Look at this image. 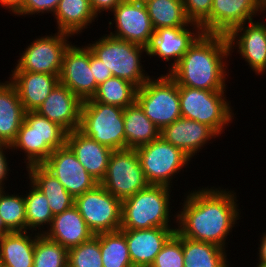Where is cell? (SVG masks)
Returning <instances> with one entry per match:
<instances>
[{
  "instance_id": "cell-1",
  "label": "cell",
  "mask_w": 266,
  "mask_h": 267,
  "mask_svg": "<svg viewBox=\"0 0 266 267\" xmlns=\"http://www.w3.org/2000/svg\"><path fill=\"white\" fill-rule=\"evenodd\" d=\"M184 194L181 210L176 213V231L190 240L212 243L227 250V236L236 227L237 220L242 219L237 193L229 188L207 186Z\"/></svg>"
},
{
  "instance_id": "cell-2",
  "label": "cell",
  "mask_w": 266,
  "mask_h": 267,
  "mask_svg": "<svg viewBox=\"0 0 266 267\" xmlns=\"http://www.w3.org/2000/svg\"><path fill=\"white\" fill-rule=\"evenodd\" d=\"M231 55L226 35L202 33L168 74L178 86L227 91Z\"/></svg>"
},
{
  "instance_id": "cell-3",
  "label": "cell",
  "mask_w": 266,
  "mask_h": 267,
  "mask_svg": "<svg viewBox=\"0 0 266 267\" xmlns=\"http://www.w3.org/2000/svg\"><path fill=\"white\" fill-rule=\"evenodd\" d=\"M172 190L167 186L149 185L133 196L124 199L120 230H142L153 227L177 228V219H175L177 214L171 212L172 194L170 195V193ZM171 221L175 225H172Z\"/></svg>"
},
{
  "instance_id": "cell-4",
  "label": "cell",
  "mask_w": 266,
  "mask_h": 267,
  "mask_svg": "<svg viewBox=\"0 0 266 267\" xmlns=\"http://www.w3.org/2000/svg\"><path fill=\"white\" fill-rule=\"evenodd\" d=\"M66 135L67 132L58 124L35 111H27L17 137L11 144V152H24L25 168L42 165L53 150L65 145Z\"/></svg>"
},
{
  "instance_id": "cell-5",
  "label": "cell",
  "mask_w": 266,
  "mask_h": 267,
  "mask_svg": "<svg viewBox=\"0 0 266 267\" xmlns=\"http://www.w3.org/2000/svg\"><path fill=\"white\" fill-rule=\"evenodd\" d=\"M95 41L87 45L107 69H110L113 77L128 80L138 88L151 77L145 73L142 65L145 61L141 60L144 59V53L148 55V48L115 38L108 33Z\"/></svg>"
},
{
  "instance_id": "cell-6",
  "label": "cell",
  "mask_w": 266,
  "mask_h": 267,
  "mask_svg": "<svg viewBox=\"0 0 266 267\" xmlns=\"http://www.w3.org/2000/svg\"><path fill=\"white\" fill-rule=\"evenodd\" d=\"M226 92L179 86L182 117L207 125L220 137L236 115Z\"/></svg>"
},
{
  "instance_id": "cell-7",
  "label": "cell",
  "mask_w": 266,
  "mask_h": 267,
  "mask_svg": "<svg viewBox=\"0 0 266 267\" xmlns=\"http://www.w3.org/2000/svg\"><path fill=\"white\" fill-rule=\"evenodd\" d=\"M157 78V79H156ZM151 76L137 90L136 102L145 115L161 130L180 117L179 86L168 74Z\"/></svg>"
},
{
  "instance_id": "cell-8",
  "label": "cell",
  "mask_w": 266,
  "mask_h": 267,
  "mask_svg": "<svg viewBox=\"0 0 266 267\" xmlns=\"http://www.w3.org/2000/svg\"><path fill=\"white\" fill-rule=\"evenodd\" d=\"M124 108L97 101H83L79 130L99 144L125 149Z\"/></svg>"
},
{
  "instance_id": "cell-9",
  "label": "cell",
  "mask_w": 266,
  "mask_h": 267,
  "mask_svg": "<svg viewBox=\"0 0 266 267\" xmlns=\"http://www.w3.org/2000/svg\"><path fill=\"white\" fill-rule=\"evenodd\" d=\"M135 150L150 185L173 188V179L178 173L184 171L183 168L189 166L190 161L192 162V159L181 149L166 142L161 137Z\"/></svg>"
},
{
  "instance_id": "cell-10",
  "label": "cell",
  "mask_w": 266,
  "mask_h": 267,
  "mask_svg": "<svg viewBox=\"0 0 266 267\" xmlns=\"http://www.w3.org/2000/svg\"><path fill=\"white\" fill-rule=\"evenodd\" d=\"M99 184L121 201L150 185L135 149L113 151Z\"/></svg>"
},
{
  "instance_id": "cell-11",
  "label": "cell",
  "mask_w": 266,
  "mask_h": 267,
  "mask_svg": "<svg viewBox=\"0 0 266 267\" xmlns=\"http://www.w3.org/2000/svg\"><path fill=\"white\" fill-rule=\"evenodd\" d=\"M74 206L94 235L121 229L122 201L100 184L75 197Z\"/></svg>"
},
{
  "instance_id": "cell-12",
  "label": "cell",
  "mask_w": 266,
  "mask_h": 267,
  "mask_svg": "<svg viewBox=\"0 0 266 267\" xmlns=\"http://www.w3.org/2000/svg\"><path fill=\"white\" fill-rule=\"evenodd\" d=\"M72 35L57 31L54 34L39 36L33 40L25 51L19 53L15 68L11 71H29L60 75L64 53L72 43Z\"/></svg>"
},
{
  "instance_id": "cell-13",
  "label": "cell",
  "mask_w": 266,
  "mask_h": 267,
  "mask_svg": "<svg viewBox=\"0 0 266 267\" xmlns=\"http://www.w3.org/2000/svg\"><path fill=\"white\" fill-rule=\"evenodd\" d=\"M112 13L114 20L108 21V26L115 30L109 35L146 48L150 46L155 30L143 1L123 0Z\"/></svg>"
},
{
  "instance_id": "cell-14",
  "label": "cell",
  "mask_w": 266,
  "mask_h": 267,
  "mask_svg": "<svg viewBox=\"0 0 266 267\" xmlns=\"http://www.w3.org/2000/svg\"><path fill=\"white\" fill-rule=\"evenodd\" d=\"M59 83L66 86L82 101L91 99L97 89L95 77L90 69V48L71 43L64 53Z\"/></svg>"
},
{
  "instance_id": "cell-15",
  "label": "cell",
  "mask_w": 266,
  "mask_h": 267,
  "mask_svg": "<svg viewBox=\"0 0 266 267\" xmlns=\"http://www.w3.org/2000/svg\"><path fill=\"white\" fill-rule=\"evenodd\" d=\"M42 165L58 179L73 198L94 189L99 184L66 144L53 150Z\"/></svg>"
},
{
  "instance_id": "cell-16",
  "label": "cell",
  "mask_w": 266,
  "mask_h": 267,
  "mask_svg": "<svg viewBox=\"0 0 266 267\" xmlns=\"http://www.w3.org/2000/svg\"><path fill=\"white\" fill-rule=\"evenodd\" d=\"M226 36L230 53L236 49L255 75L266 74V27L260 19L241 24Z\"/></svg>"
},
{
  "instance_id": "cell-17",
  "label": "cell",
  "mask_w": 266,
  "mask_h": 267,
  "mask_svg": "<svg viewBox=\"0 0 266 267\" xmlns=\"http://www.w3.org/2000/svg\"><path fill=\"white\" fill-rule=\"evenodd\" d=\"M203 33L201 26L191 25L179 28L156 29L148 47V57H159L163 61L171 62L168 73L178 64L183 55L188 51L195 40Z\"/></svg>"
},
{
  "instance_id": "cell-18",
  "label": "cell",
  "mask_w": 266,
  "mask_h": 267,
  "mask_svg": "<svg viewBox=\"0 0 266 267\" xmlns=\"http://www.w3.org/2000/svg\"><path fill=\"white\" fill-rule=\"evenodd\" d=\"M82 104L83 101L78 96L58 83L35 112L69 133L80 127Z\"/></svg>"
},
{
  "instance_id": "cell-19",
  "label": "cell",
  "mask_w": 266,
  "mask_h": 267,
  "mask_svg": "<svg viewBox=\"0 0 266 267\" xmlns=\"http://www.w3.org/2000/svg\"><path fill=\"white\" fill-rule=\"evenodd\" d=\"M261 12L265 14L261 0H213L210 33L227 35L233 28L254 21Z\"/></svg>"
},
{
  "instance_id": "cell-20",
  "label": "cell",
  "mask_w": 266,
  "mask_h": 267,
  "mask_svg": "<svg viewBox=\"0 0 266 267\" xmlns=\"http://www.w3.org/2000/svg\"><path fill=\"white\" fill-rule=\"evenodd\" d=\"M160 137L181 149L190 159L219 136L207 125L180 117L160 130ZM211 141V142H210ZM210 142V143H209Z\"/></svg>"
},
{
  "instance_id": "cell-21",
  "label": "cell",
  "mask_w": 266,
  "mask_h": 267,
  "mask_svg": "<svg viewBox=\"0 0 266 267\" xmlns=\"http://www.w3.org/2000/svg\"><path fill=\"white\" fill-rule=\"evenodd\" d=\"M126 237L133 266L150 267L176 228L153 227L142 230H121Z\"/></svg>"
},
{
  "instance_id": "cell-22",
  "label": "cell",
  "mask_w": 266,
  "mask_h": 267,
  "mask_svg": "<svg viewBox=\"0 0 266 267\" xmlns=\"http://www.w3.org/2000/svg\"><path fill=\"white\" fill-rule=\"evenodd\" d=\"M65 144L72 150L85 170L100 183L105 176L113 150L87 137L79 129L67 133Z\"/></svg>"
},
{
  "instance_id": "cell-23",
  "label": "cell",
  "mask_w": 266,
  "mask_h": 267,
  "mask_svg": "<svg viewBox=\"0 0 266 267\" xmlns=\"http://www.w3.org/2000/svg\"><path fill=\"white\" fill-rule=\"evenodd\" d=\"M9 81L17 90L25 111H36L59 83V75L11 71Z\"/></svg>"
},
{
  "instance_id": "cell-24",
  "label": "cell",
  "mask_w": 266,
  "mask_h": 267,
  "mask_svg": "<svg viewBox=\"0 0 266 267\" xmlns=\"http://www.w3.org/2000/svg\"><path fill=\"white\" fill-rule=\"evenodd\" d=\"M44 235L70 249L90 240L94 233L89 229L78 209L73 205L68 210L54 215Z\"/></svg>"
},
{
  "instance_id": "cell-25",
  "label": "cell",
  "mask_w": 266,
  "mask_h": 267,
  "mask_svg": "<svg viewBox=\"0 0 266 267\" xmlns=\"http://www.w3.org/2000/svg\"><path fill=\"white\" fill-rule=\"evenodd\" d=\"M25 113L14 85L9 80L0 82V143L14 142Z\"/></svg>"
},
{
  "instance_id": "cell-26",
  "label": "cell",
  "mask_w": 266,
  "mask_h": 267,
  "mask_svg": "<svg viewBox=\"0 0 266 267\" xmlns=\"http://www.w3.org/2000/svg\"><path fill=\"white\" fill-rule=\"evenodd\" d=\"M56 31L80 35L99 17L93 12L90 0H60L53 14ZM84 30V31H83Z\"/></svg>"
},
{
  "instance_id": "cell-27",
  "label": "cell",
  "mask_w": 266,
  "mask_h": 267,
  "mask_svg": "<svg viewBox=\"0 0 266 267\" xmlns=\"http://www.w3.org/2000/svg\"><path fill=\"white\" fill-rule=\"evenodd\" d=\"M26 170L28 180L30 179L29 181L48 199L53 216L74 205V198L43 165H32Z\"/></svg>"
},
{
  "instance_id": "cell-28",
  "label": "cell",
  "mask_w": 266,
  "mask_h": 267,
  "mask_svg": "<svg viewBox=\"0 0 266 267\" xmlns=\"http://www.w3.org/2000/svg\"><path fill=\"white\" fill-rule=\"evenodd\" d=\"M37 233L9 232L0 236V253L4 267H33Z\"/></svg>"
},
{
  "instance_id": "cell-29",
  "label": "cell",
  "mask_w": 266,
  "mask_h": 267,
  "mask_svg": "<svg viewBox=\"0 0 266 267\" xmlns=\"http://www.w3.org/2000/svg\"><path fill=\"white\" fill-rule=\"evenodd\" d=\"M125 149H136L160 137L159 128L145 115L140 105L124 108Z\"/></svg>"
},
{
  "instance_id": "cell-30",
  "label": "cell",
  "mask_w": 266,
  "mask_h": 267,
  "mask_svg": "<svg viewBox=\"0 0 266 267\" xmlns=\"http://www.w3.org/2000/svg\"><path fill=\"white\" fill-rule=\"evenodd\" d=\"M185 267H230L227 250L218 245L182 237Z\"/></svg>"
},
{
  "instance_id": "cell-31",
  "label": "cell",
  "mask_w": 266,
  "mask_h": 267,
  "mask_svg": "<svg viewBox=\"0 0 266 267\" xmlns=\"http://www.w3.org/2000/svg\"><path fill=\"white\" fill-rule=\"evenodd\" d=\"M154 30L184 28L192 23L187 18L183 0H143Z\"/></svg>"
},
{
  "instance_id": "cell-32",
  "label": "cell",
  "mask_w": 266,
  "mask_h": 267,
  "mask_svg": "<svg viewBox=\"0 0 266 267\" xmlns=\"http://www.w3.org/2000/svg\"><path fill=\"white\" fill-rule=\"evenodd\" d=\"M28 184L30 189L27 190V194L23 193L26 206V231L44 234L51 225L54 216L45 195L31 182Z\"/></svg>"
},
{
  "instance_id": "cell-33",
  "label": "cell",
  "mask_w": 266,
  "mask_h": 267,
  "mask_svg": "<svg viewBox=\"0 0 266 267\" xmlns=\"http://www.w3.org/2000/svg\"><path fill=\"white\" fill-rule=\"evenodd\" d=\"M138 87L128 80L111 77L98 85L95 95L85 101H97L103 104L126 108L136 102Z\"/></svg>"
},
{
  "instance_id": "cell-34",
  "label": "cell",
  "mask_w": 266,
  "mask_h": 267,
  "mask_svg": "<svg viewBox=\"0 0 266 267\" xmlns=\"http://www.w3.org/2000/svg\"><path fill=\"white\" fill-rule=\"evenodd\" d=\"M103 267H131L125 234L121 230L100 233Z\"/></svg>"
},
{
  "instance_id": "cell-35",
  "label": "cell",
  "mask_w": 266,
  "mask_h": 267,
  "mask_svg": "<svg viewBox=\"0 0 266 267\" xmlns=\"http://www.w3.org/2000/svg\"><path fill=\"white\" fill-rule=\"evenodd\" d=\"M0 189V216L4 225L11 231H26V206L23 192L9 194Z\"/></svg>"
},
{
  "instance_id": "cell-36",
  "label": "cell",
  "mask_w": 266,
  "mask_h": 267,
  "mask_svg": "<svg viewBox=\"0 0 266 267\" xmlns=\"http://www.w3.org/2000/svg\"><path fill=\"white\" fill-rule=\"evenodd\" d=\"M68 249L37 233L33 267H67Z\"/></svg>"
},
{
  "instance_id": "cell-37",
  "label": "cell",
  "mask_w": 266,
  "mask_h": 267,
  "mask_svg": "<svg viewBox=\"0 0 266 267\" xmlns=\"http://www.w3.org/2000/svg\"><path fill=\"white\" fill-rule=\"evenodd\" d=\"M67 267H103L100 233L78 246L68 249Z\"/></svg>"
},
{
  "instance_id": "cell-38",
  "label": "cell",
  "mask_w": 266,
  "mask_h": 267,
  "mask_svg": "<svg viewBox=\"0 0 266 267\" xmlns=\"http://www.w3.org/2000/svg\"><path fill=\"white\" fill-rule=\"evenodd\" d=\"M150 267H185L182 236L177 231L163 245Z\"/></svg>"
},
{
  "instance_id": "cell-39",
  "label": "cell",
  "mask_w": 266,
  "mask_h": 267,
  "mask_svg": "<svg viewBox=\"0 0 266 267\" xmlns=\"http://www.w3.org/2000/svg\"><path fill=\"white\" fill-rule=\"evenodd\" d=\"M183 4L190 22L200 25L203 33H210V12L213 0H183Z\"/></svg>"
},
{
  "instance_id": "cell-40",
  "label": "cell",
  "mask_w": 266,
  "mask_h": 267,
  "mask_svg": "<svg viewBox=\"0 0 266 267\" xmlns=\"http://www.w3.org/2000/svg\"><path fill=\"white\" fill-rule=\"evenodd\" d=\"M60 0H25L23 7L14 16L54 14Z\"/></svg>"
},
{
  "instance_id": "cell-41",
  "label": "cell",
  "mask_w": 266,
  "mask_h": 267,
  "mask_svg": "<svg viewBox=\"0 0 266 267\" xmlns=\"http://www.w3.org/2000/svg\"><path fill=\"white\" fill-rule=\"evenodd\" d=\"M90 69L92 70L93 76L95 77L97 85H100L107 79L113 77L110 69L103 64L98 57H96L90 49Z\"/></svg>"
},
{
  "instance_id": "cell-42",
  "label": "cell",
  "mask_w": 266,
  "mask_h": 267,
  "mask_svg": "<svg viewBox=\"0 0 266 267\" xmlns=\"http://www.w3.org/2000/svg\"><path fill=\"white\" fill-rule=\"evenodd\" d=\"M8 150H11V145L0 143V189H5V182L8 180V174H10V167L8 166L10 160L6 158Z\"/></svg>"
},
{
  "instance_id": "cell-43",
  "label": "cell",
  "mask_w": 266,
  "mask_h": 267,
  "mask_svg": "<svg viewBox=\"0 0 266 267\" xmlns=\"http://www.w3.org/2000/svg\"><path fill=\"white\" fill-rule=\"evenodd\" d=\"M122 1L123 0H90V4L93 12L99 17L101 13L104 14V11L105 13L108 11L109 14H112L110 12Z\"/></svg>"
},
{
  "instance_id": "cell-44",
  "label": "cell",
  "mask_w": 266,
  "mask_h": 267,
  "mask_svg": "<svg viewBox=\"0 0 266 267\" xmlns=\"http://www.w3.org/2000/svg\"><path fill=\"white\" fill-rule=\"evenodd\" d=\"M24 1L25 0H0V6L8 10L10 14H16L23 7Z\"/></svg>"
},
{
  "instance_id": "cell-45",
  "label": "cell",
  "mask_w": 266,
  "mask_h": 267,
  "mask_svg": "<svg viewBox=\"0 0 266 267\" xmlns=\"http://www.w3.org/2000/svg\"><path fill=\"white\" fill-rule=\"evenodd\" d=\"M260 244H258V254L257 261L258 262H266V231L262 233L261 238L259 240Z\"/></svg>"
},
{
  "instance_id": "cell-46",
  "label": "cell",
  "mask_w": 266,
  "mask_h": 267,
  "mask_svg": "<svg viewBox=\"0 0 266 267\" xmlns=\"http://www.w3.org/2000/svg\"><path fill=\"white\" fill-rule=\"evenodd\" d=\"M9 232H11V231L4 225L2 218L0 216V236L4 235L6 233H9Z\"/></svg>"
},
{
  "instance_id": "cell-47",
  "label": "cell",
  "mask_w": 266,
  "mask_h": 267,
  "mask_svg": "<svg viewBox=\"0 0 266 267\" xmlns=\"http://www.w3.org/2000/svg\"><path fill=\"white\" fill-rule=\"evenodd\" d=\"M254 267H266V262H258Z\"/></svg>"
},
{
  "instance_id": "cell-48",
  "label": "cell",
  "mask_w": 266,
  "mask_h": 267,
  "mask_svg": "<svg viewBox=\"0 0 266 267\" xmlns=\"http://www.w3.org/2000/svg\"><path fill=\"white\" fill-rule=\"evenodd\" d=\"M261 1H262L264 12H266V0H261Z\"/></svg>"
},
{
  "instance_id": "cell-49",
  "label": "cell",
  "mask_w": 266,
  "mask_h": 267,
  "mask_svg": "<svg viewBox=\"0 0 266 267\" xmlns=\"http://www.w3.org/2000/svg\"><path fill=\"white\" fill-rule=\"evenodd\" d=\"M0 267H4V264H3V260H2L1 253H0Z\"/></svg>"
}]
</instances>
